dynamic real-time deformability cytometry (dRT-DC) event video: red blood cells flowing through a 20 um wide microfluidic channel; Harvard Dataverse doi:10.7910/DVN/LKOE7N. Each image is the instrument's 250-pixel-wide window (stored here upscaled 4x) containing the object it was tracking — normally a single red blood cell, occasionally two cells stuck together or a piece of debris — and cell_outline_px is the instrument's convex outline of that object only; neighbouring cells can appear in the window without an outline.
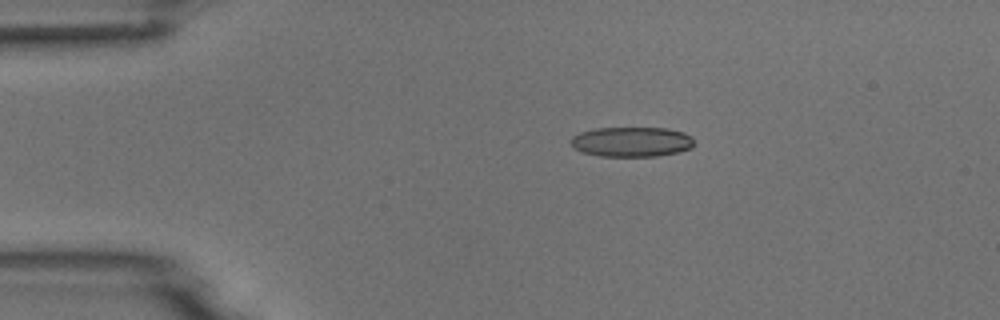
{"species": "common noctule bat (a hibernating species)", "species_latin": "Nyctalus noctula", "temperature_condition": "room temperature", "stored_images_in_passage": 5, "camera_frame_rate_fps": 3000, "um_per_image_px": 0.085, "animal": {"sex": "male", "body_mass_g": 18.8}, "frame": {"image": 1, "passage_image": 3, "time_ms": 2.333, "image_size_px": [1000, 320], "cell_outline_px": [[696, 144], [692, 148], [680, 152], [656, 156], [600, 156], [584, 152], [572, 148], [568, 140], [572, 136], [580, 132], [596, 128], [668, 128], [684, 132], [692, 136]], "centroid_in_image_um": [53.7, 12.05], "position_along_channel_um": 31.3, "area_um2": 21.85}}
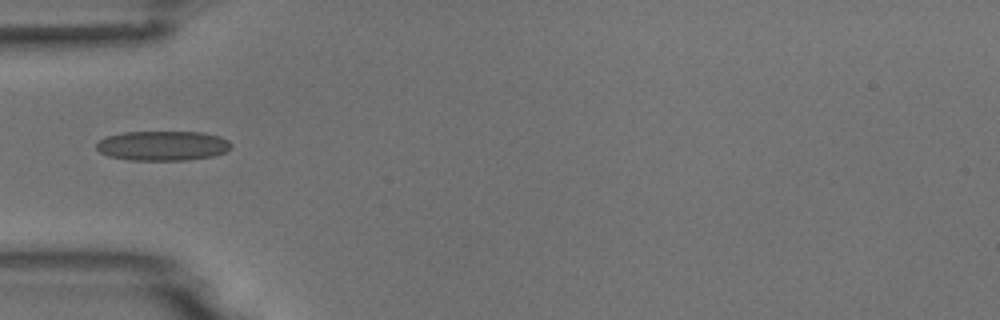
{"frame": {"image": 2, "passage_image": 5, "time_ms": 4.667, "image_size_px": [1000, 320], "cell_outline_px": [[232, 144], [224, 152], [212, 156], [188, 160], [128, 160], [108, 156], [100, 152], [96, 148], [96, 144], [104, 136], [124, 132], [204, 132], [220, 136], [228, 140]], "centroid_in_image_um": [13.8, 12.38], "position_along_channel_um": 71.2, "area_um2": 23.41}}